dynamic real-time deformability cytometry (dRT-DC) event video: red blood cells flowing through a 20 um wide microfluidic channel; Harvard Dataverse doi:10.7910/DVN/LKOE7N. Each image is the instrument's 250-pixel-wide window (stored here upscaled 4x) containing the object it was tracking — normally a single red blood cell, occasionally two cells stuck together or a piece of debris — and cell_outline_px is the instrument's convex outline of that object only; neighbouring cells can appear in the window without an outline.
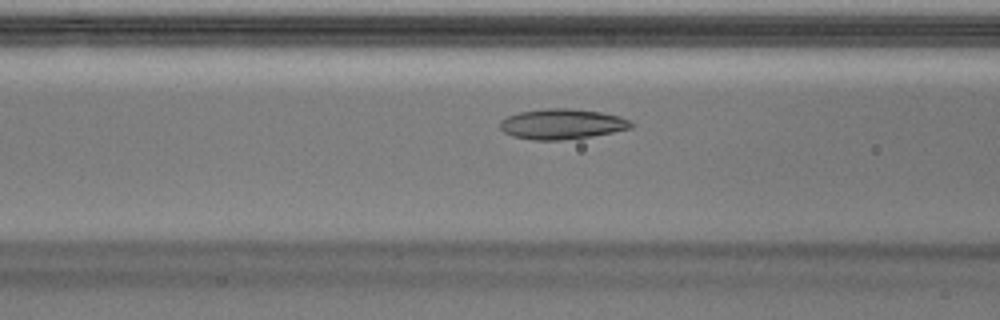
{"species": "Egyptian fruit bat (a non-hibernating species)", "species_latin": "Rousettus aegyptiacus", "temperature_condition": "warm", "stored_images_in_passage": 37, "camera_frame_rate_fps": 3000, "um_per_image_px": 0.085, "animal": {"sex": "male"}, "frame": {"image": 1, "passage_image": 7, "time_ms": 2.0, "image_size_px": [1000, 320], "cell_outline_px": [[632, 128], [592, 136], [560, 140], [536, 140], [512, 136], [504, 132], [500, 128], [500, 120], [508, 116], [520, 112], [544, 108], [572, 108], [600, 112], [620, 116], [632, 120]], "centroid_in_image_um": [47.78, 10.53], "position_along_channel_um": 118.8, "area_um2": 23.18}}
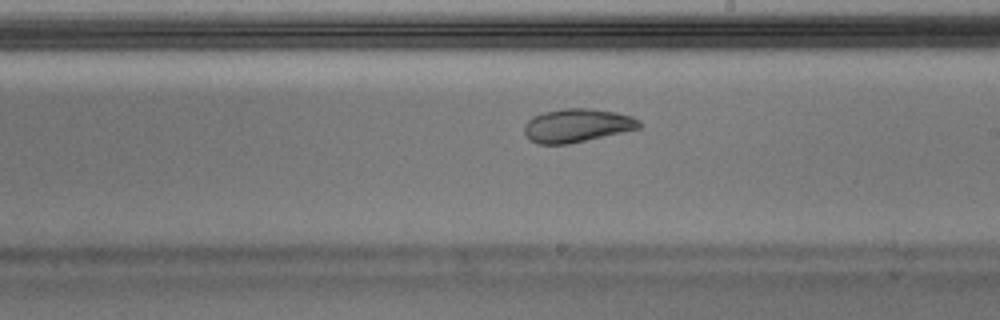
{"frame": {"image": 2, "passage_image": 16, "time_ms": 5.0, "image_size_px": [1000, 320], "cell_outline_px": [[640, 128], [568, 144], [540, 144], [528, 140], [524, 132], [524, 124], [532, 116], [544, 112], [564, 108], [588, 108], [616, 112], [632, 116], [640, 120]], "centroid_in_image_um": [49.01, 10.66], "position_along_channel_um": 240.0, "area_um2": 22.43}}
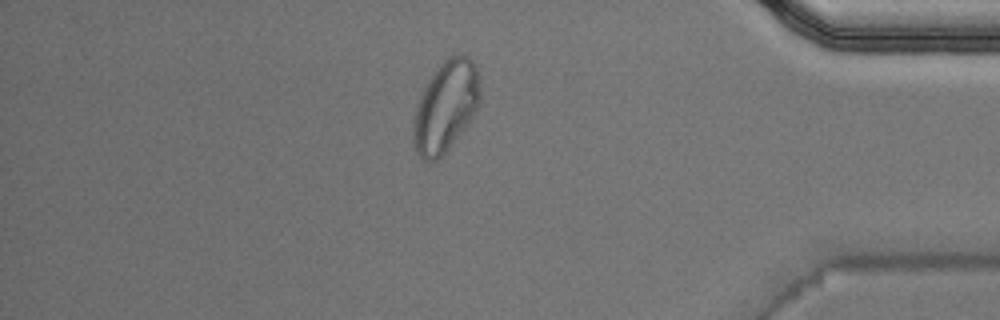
{"frame": {"image": 3, "passage_image": 30, "time_ms": 9.667, "image_size_px": [1000, 320], "cell_outline_px": [[480, 104], [476, 112], [468, 124], [448, 148], [436, 160], [424, 160], [416, 152], [412, 136], [412, 128], [416, 104], [424, 88], [436, 68], [448, 56], [456, 52], [464, 52], [476, 64], [480, 76]], "centroid_in_image_um": [37.91, 8.98], "position_along_channel_um": 397.3, "area_um2": 35.78}, "authors_computed_cell_mechanics": {"area_um2": 23.6402, "velocity_mm_per_s": 4.0338, "shape_relaxation_time_tau1_ms": null, "shape_relaxation_time_tau2_ms": 1.0413, "deformation_change_tau1": null, "deformation_change_tau2": 0.0466}}